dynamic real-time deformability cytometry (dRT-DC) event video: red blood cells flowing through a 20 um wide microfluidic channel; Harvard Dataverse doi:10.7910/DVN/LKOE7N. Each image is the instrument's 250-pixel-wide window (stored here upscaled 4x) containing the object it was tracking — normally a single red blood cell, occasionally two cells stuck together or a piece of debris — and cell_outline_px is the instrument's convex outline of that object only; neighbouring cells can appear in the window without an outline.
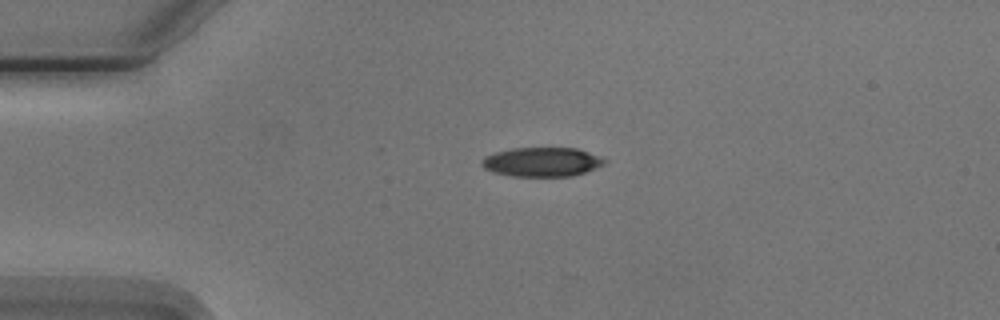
{"species": "Egyptian fruit bat (a non-hibernating species)", "species_latin": "Rousettus aegyptiacus", "temperature_condition": "cold", "stored_images_in_passage": 3, "camera_frame_rate_fps": 3000, "um_per_image_px": 0.085, "animal": {"sex": "male"}, "frame": {"image": 1, "passage_image": 2, "time_ms": 1.333, "image_size_px": [1000, 320], "cell_outline_px": [[608, 160], [604, 164], [596, 168], [572, 176], [512, 176], [492, 172], [484, 168], [480, 164], [480, 160], [484, 156], [496, 152], [512, 148], [576, 148], [600, 156]], "centroid_in_image_um": [46.04, 13.76], "position_along_channel_um": 39.0, "area_um2": 20.98}}